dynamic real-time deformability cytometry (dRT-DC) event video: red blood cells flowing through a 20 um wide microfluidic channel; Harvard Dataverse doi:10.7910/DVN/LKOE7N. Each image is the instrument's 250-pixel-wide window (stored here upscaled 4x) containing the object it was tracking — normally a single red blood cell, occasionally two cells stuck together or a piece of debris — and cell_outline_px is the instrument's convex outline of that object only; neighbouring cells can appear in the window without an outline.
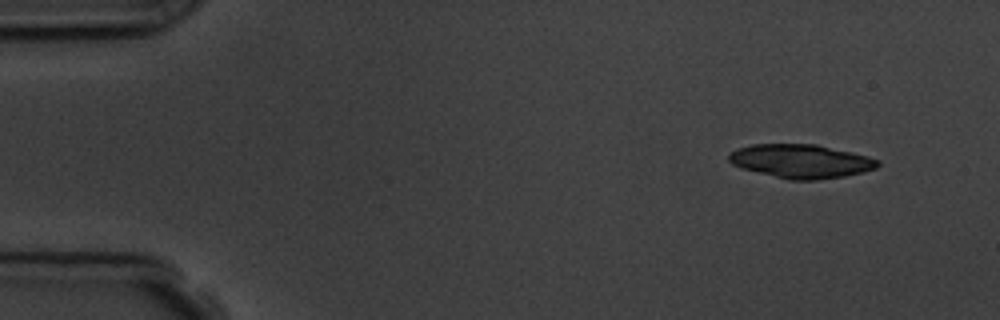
{"species": "common noctule bat (a hibernating species)", "species_latin": "Nyctalus noctula", "temperature_condition": "room temperature", "stored_images_in_passage": 3, "camera_frame_rate_fps": 3000, "um_per_image_px": 0.085, "animal": {"sex": "male", "body_mass_g": 19.5, "forearm_length_mm": 54.6}, "frame": {"image": 1, "passage_image": 1, "time_ms": 0.0, "image_size_px": [1000, 320], "cell_outline_px": [[880, 164], [876, 168], [864, 172], [844, 176], [820, 180], [788, 180], [740, 168], [732, 164], [728, 160], [728, 156], [736, 148], [752, 144], [816, 144], [852, 152], [868, 156], [880, 160]], "centroid_in_image_um": [68.08, 13.7], "position_along_channel_um": 16.9, "area_um2": 29.54}}